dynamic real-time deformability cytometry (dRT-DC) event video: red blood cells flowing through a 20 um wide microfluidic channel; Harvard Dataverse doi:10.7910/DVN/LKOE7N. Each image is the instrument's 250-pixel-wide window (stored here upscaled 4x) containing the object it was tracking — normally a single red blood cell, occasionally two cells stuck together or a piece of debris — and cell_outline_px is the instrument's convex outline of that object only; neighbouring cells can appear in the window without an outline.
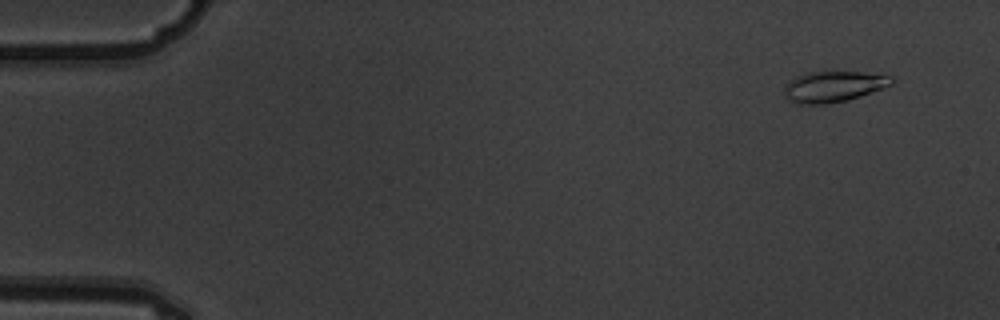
{"species": "common noctule bat (a hibernating species)", "species_latin": "Nyctalus noctula", "temperature_condition": "warm", "stored_images_in_passage": 5, "camera_frame_rate_fps": 3000, "um_per_image_px": 0.085, "animal": {"sex": "male", "body_mass_g": 19.5, "forearm_length_mm": 54.6}, "frame": {"image": 1, "passage_image": 1, "time_ms": 0.0, "image_size_px": [1000, 320], "cell_outline_px": [[892, 84], [884, 88], [848, 100], [824, 104], [796, 104], [788, 100], [784, 96], [784, 88], [796, 76], [808, 72], [860, 72], [892, 76]], "centroid_in_image_um": [70.83, 7.37], "position_along_channel_um": 14.2, "area_um2": 19.19}}